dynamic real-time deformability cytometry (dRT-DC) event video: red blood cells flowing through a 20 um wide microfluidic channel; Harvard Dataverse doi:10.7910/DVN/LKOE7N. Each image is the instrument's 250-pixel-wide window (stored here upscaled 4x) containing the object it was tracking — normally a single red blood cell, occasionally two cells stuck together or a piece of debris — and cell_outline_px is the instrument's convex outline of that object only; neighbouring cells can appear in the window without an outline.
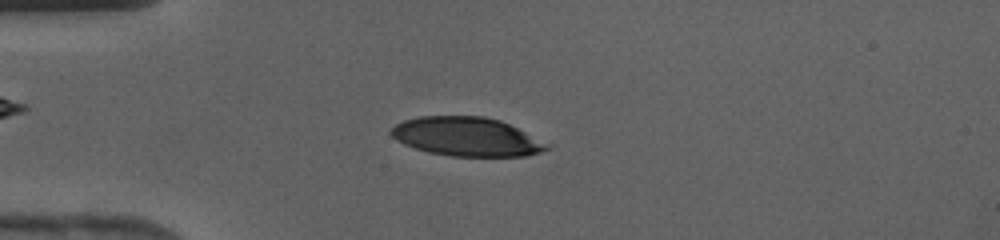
{"species": "human", "species_latin": "Homo sapiens", "temperature_condition": "cold", "stored_images_in_passage": 42, "camera_frame_rate_fps": 3000, "um_per_image_px": 0.085, "donor": {"sex": "female"}, "frame": {"image": 1, "passage_image": 11, "time_ms": 3.333, "image_size_px": [1000, 240], "cell_outline_px": [[552, 144], [548, 148], [540, 152], [524, 156], [448, 156], [428, 152], [404, 144], [396, 140], [388, 132], [396, 124], [404, 120], [420, 116], [484, 116], [500, 120]], "centroid_in_image_um": [39.67, 11.62], "position_along_channel_um": 45.3, "area_um2": 35.37}}
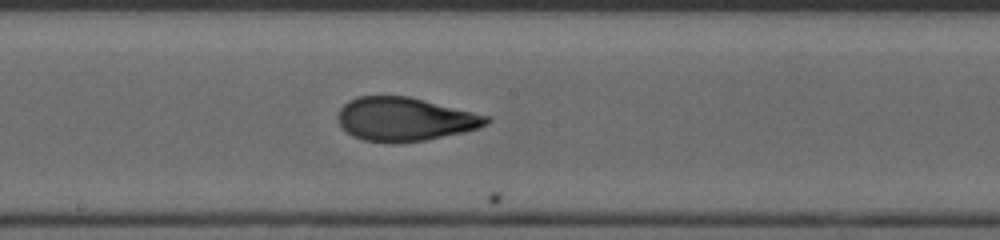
{"frame": {"image": 2, "passage_image": 23, "time_ms": 7.333, "image_size_px": [1000, 240], "cell_outline_px": [[492, 120], [488, 124], [480, 128], [464, 132], [428, 140], [400, 144], [392, 144], [364, 140], [352, 136], [340, 124], [336, 116], [340, 108], [348, 100], [356, 96], [408, 96], [492, 116]], "centroid_in_image_um": [34.44, 10.14], "position_along_channel_um": 213.8, "area_um2": 38.38}}
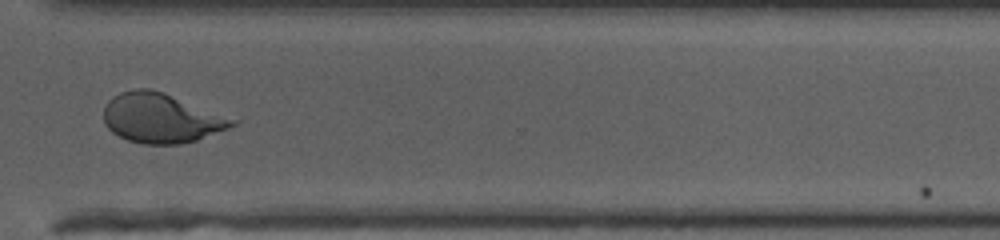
{"frame": {"image": 3, "passage_image": 32, "time_ms": 10.333, "image_size_px": [1000, 240], "cell_outline_px": [[240, 120], [236, 124], [228, 128], [196, 140], [180, 144], [144, 144], [128, 140], [112, 132], [104, 124], [104, 108], [108, 100], [112, 96], [120, 92], [136, 88], [148, 88], [164, 92]], "centroid_in_image_um": [13.7, 10.02], "position_along_channel_um": 356.9, "area_um2": 37.28}}